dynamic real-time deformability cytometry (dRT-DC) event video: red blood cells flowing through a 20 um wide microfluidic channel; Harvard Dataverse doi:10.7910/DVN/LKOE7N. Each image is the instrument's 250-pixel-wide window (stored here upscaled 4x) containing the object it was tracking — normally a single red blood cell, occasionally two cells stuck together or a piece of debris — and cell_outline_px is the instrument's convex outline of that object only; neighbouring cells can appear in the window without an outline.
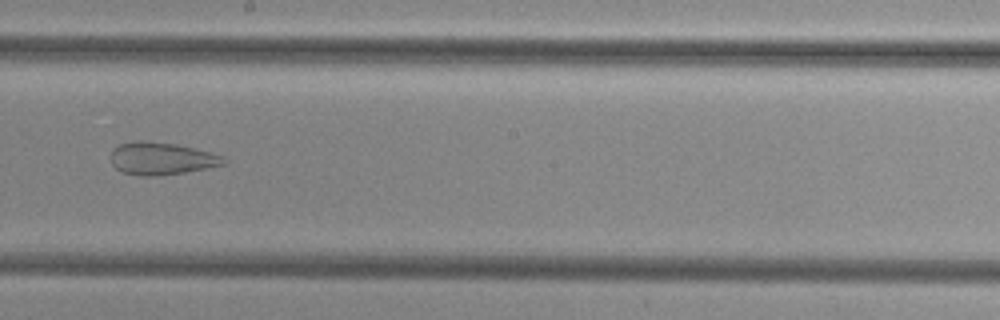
{"species": "common noctule bat (a hibernating species)", "species_latin": "Nyctalus noctula", "temperature_condition": "cold", "stored_images_in_passage": 50, "camera_frame_rate_fps": 3000, "um_per_image_px": 0.085, "animal": {"sex": "female", "body_mass_g": 29.2, "forearm_length_mm": 56.3}, "frame": {"image": 1, "passage_image": 29, "time_ms": 9.333, "image_size_px": [1000, 320], "cell_outline_px": [[228, 160], [224, 164], [184, 172], [156, 176], [140, 176], [124, 172], [116, 168], [112, 164], [112, 148], [120, 144], [136, 140], [144, 140], [176, 144], [224, 156]], "centroid_in_image_um": [13.7, 13.47], "position_along_channel_um": 234.5, "area_um2": 21.15}}
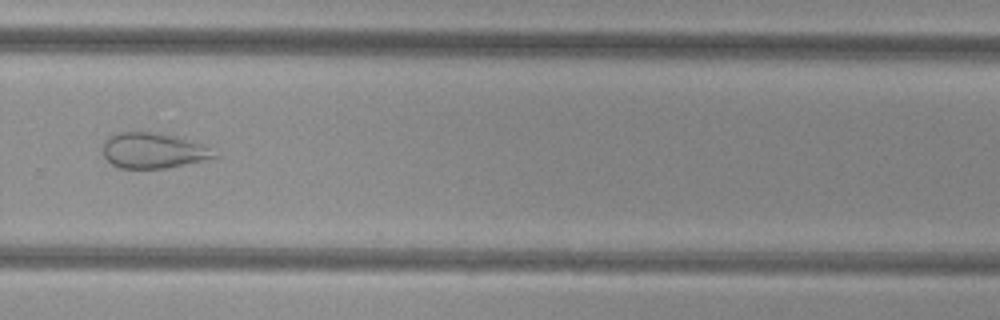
{"frame": {"image": 2, "passage_image": 35, "time_ms": 11.333, "image_size_px": [1000, 320], "cell_outline_px": [[216, 156], [200, 160], [164, 168], [120, 168], [112, 164], [104, 156], [104, 140], [108, 136], [116, 132], [156, 132], [188, 140], [208, 148]], "centroid_in_image_um": [12.89, 12.78], "position_along_channel_um": 316.9, "area_um2": 22.25}}
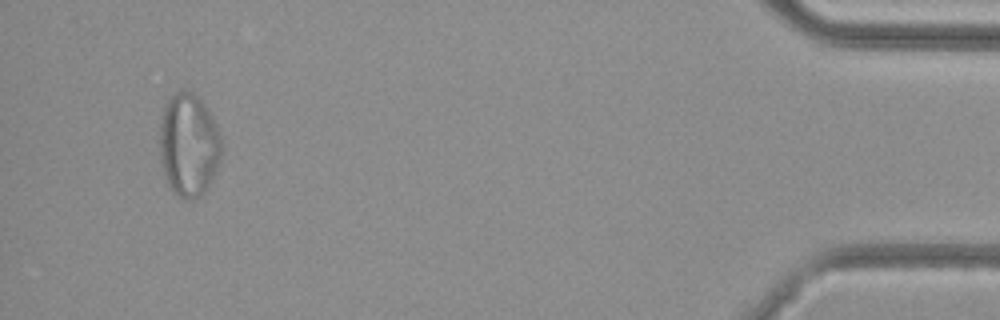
{"frame": {"image": 3, "passage_image": 48, "time_ms": 15.667, "image_size_px": [1000, 320], "cell_outline_px": [[224, 148], [216, 172], [208, 188], [200, 196], [192, 200], [184, 200], [176, 196], [168, 188], [164, 176], [160, 160], [160, 124], [164, 108], [168, 96], [176, 92], [192, 92], [204, 104], [216, 124], [224, 144]], "centroid_in_image_um": [16.05, 12.39], "position_along_channel_um": 419.2, "area_um2": 37.92}}